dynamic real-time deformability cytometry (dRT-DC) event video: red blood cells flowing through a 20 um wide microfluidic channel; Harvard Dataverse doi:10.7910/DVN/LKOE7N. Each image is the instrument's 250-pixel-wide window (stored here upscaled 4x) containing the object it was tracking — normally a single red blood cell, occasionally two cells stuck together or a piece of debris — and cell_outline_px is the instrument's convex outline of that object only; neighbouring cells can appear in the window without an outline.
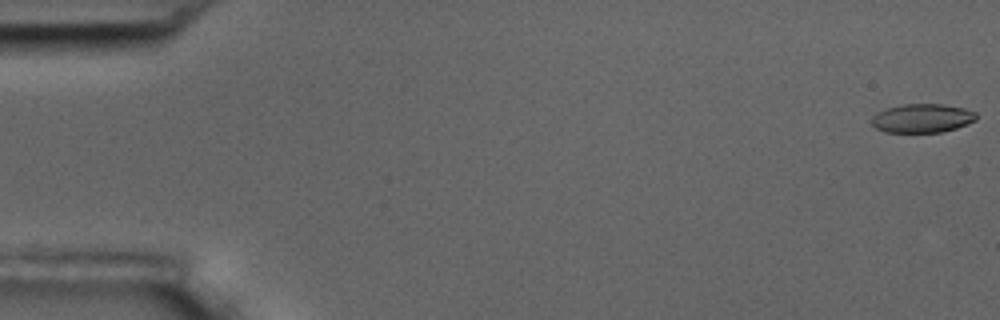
{"species": "common noctule bat (a hibernating species)", "species_latin": "Nyctalus noctula", "temperature_condition": "room temperature", "stored_images_in_passage": 5, "camera_frame_rate_fps": 3000, "um_per_image_px": 0.085, "animal": {"sex": "male", "body_mass_g": 17.5, "forearm_length_mm": 52.3}, "frame": {"image": 1, "passage_image": 1, "time_ms": 0.0, "image_size_px": [1000, 320], "cell_outline_px": [[976, 120], [968, 124], [956, 128], [940, 132], [884, 132], [876, 128], [872, 124], [872, 116], [876, 112], [884, 108], [904, 104], [940, 104], [964, 108], [976, 112]], "centroid_in_image_um": [78.37, 10.04], "position_along_channel_um": 6.6, "area_um2": 17.63}}
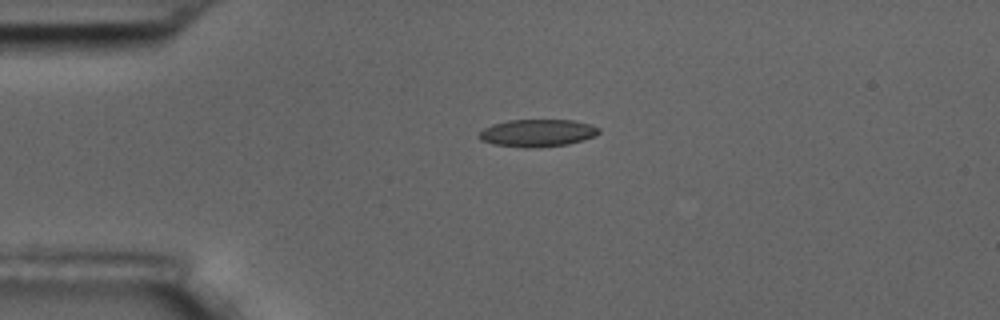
{"frame": {"image": 2, "passage_image": 4, "time_ms": 4.333, "image_size_px": [1000, 320], "cell_outline_px": [[600, 132], [596, 136], [568, 144], [540, 148], [524, 148], [492, 144], [480, 140], [476, 136], [484, 128], [492, 124], [508, 120], [572, 120], [592, 124], [600, 128]], "centroid_in_image_um": [45.67, 11.31], "position_along_channel_um": 39.3, "area_um2": 19.48}}